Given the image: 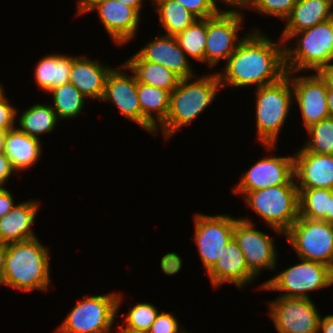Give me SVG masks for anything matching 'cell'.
Listing matches in <instances>:
<instances>
[{
    "label": "cell",
    "mask_w": 333,
    "mask_h": 333,
    "mask_svg": "<svg viewBox=\"0 0 333 333\" xmlns=\"http://www.w3.org/2000/svg\"><path fill=\"white\" fill-rule=\"evenodd\" d=\"M39 206V200L29 199L15 204L8 214L0 218V243L8 245L36 238L32 227Z\"/></svg>",
    "instance_id": "7402d4cb"
},
{
    "label": "cell",
    "mask_w": 333,
    "mask_h": 333,
    "mask_svg": "<svg viewBox=\"0 0 333 333\" xmlns=\"http://www.w3.org/2000/svg\"><path fill=\"white\" fill-rule=\"evenodd\" d=\"M284 235L298 258L333 270V223L299 216Z\"/></svg>",
    "instance_id": "9c48e42d"
},
{
    "label": "cell",
    "mask_w": 333,
    "mask_h": 333,
    "mask_svg": "<svg viewBox=\"0 0 333 333\" xmlns=\"http://www.w3.org/2000/svg\"><path fill=\"white\" fill-rule=\"evenodd\" d=\"M34 81L46 94L53 88L69 82L71 55L52 53L36 63Z\"/></svg>",
    "instance_id": "484cf974"
},
{
    "label": "cell",
    "mask_w": 333,
    "mask_h": 333,
    "mask_svg": "<svg viewBox=\"0 0 333 333\" xmlns=\"http://www.w3.org/2000/svg\"><path fill=\"white\" fill-rule=\"evenodd\" d=\"M294 157V178L298 189L333 190V155L297 151Z\"/></svg>",
    "instance_id": "d6986e66"
},
{
    "label": "cell",
    "mask_w": 333,
    "mask_h": 333,
    "mask_svg": "<svg viewBox=\"0 0 333 333\" xmlns=\"http://www.w3.org/2000/svg\"><path fill=\"white\" fill-rule=\"evenodd\" d=\"M318 73L325 80L327 87L333 89V62L323 66Z\"/></svg>",
    "instance_id": "ee69618b"
},
{
    "label": "cell",
    "mask_w": 333,
    "mask_h": 333,
    "mask_svg": "<svg viewBox=\"0 0 333 333\" xmlns=\"http://www.w3.org/2000/svg\"><path fill=\"white\" fill-rule=\"evenodd\" d=\"M141 109V128L155 136V131L165 122L169 110L170 92L137 82Z\"/></svg>",
    "instance_id": "cb8c5ba5"
},
{
    "label": "cell",
    "mask_w": 333,
    "mask_h": 333,
    "mask_svg": "<svg viewBox=\"0 0 333 333\" xmlns=\"http://www.w3.org/2000/svg\"><path fill=\"white\" fill-rule=\"evenodd\" d=\"M328 222L333 223V193L329 199Z\"/></svg>",
    "instance_id": "681fc988"
},
{
    "label": "cell",
    "mask_w": 333,
    "mask_h": 333,
    "mask_svg": "<svg viewBox=\"0 0 333 333\" xmlns=\"http://www.w3.org/2000/svg\"><path fill=\"white\" fill-rule=\"evenodd\" d=\"M213 288L230 283L241 290L255 283L257 277L249 270L243 252L234 237L229 239L221 257L206 273Z\"/></svg>",
    "instance_id": "ac0fdd59"
},
{
    "label": "cell",
    "mask_w": 333,
    "mask_h": 333,
    "mask_svg": "<svg viewBox=\"0 0 333 333\" xmlns=\"http://www.w3.org/2000/svg\"><path fill=\"white\" fill-rule=\"evenodd\" d=\"M91 11L98 13L99 20L114 44L122 46L135 40L141 15L134 8L117 0H105L96 4Z\"/></svg>",
    "instance_id": "e0dca14e"
},
{
    "label": "cell",
    "mask_w": 333,
    "mask_h": 333,
    "mask_svg": "<svg viewBox=\"0 0 333 333\" xmlns=\"http://www.w3.org/2000/svg\"><path fill=\"white\" fill-rule=\"evenodd\" d=\"M105 0H77V10L75 15L83 16L87 13H90V10L98 3L103 2Z\"/></svg>",
    "instance_id": "b9f144b4"
},
{
    "label": "cell",
    "mask_w": 333,
    "mask_h": 333,
    "mask_svg": "<svg viewBox=\"0 0 333 333\" xmlns=\"http://www.w3.org/2000/svg\"><path fill=\"white\" fill-rule=\"evenodd\" d=\"M223 3L227 5V7L233 8L231 10H237L239 8V11L248 9L252 3V0H214L215 4L219 7L217 2ZM235 8V9H234ZM237 8V9H236Z\"/></svg>",
    "instance_id": "7bdbcfd3"
},
{
    "label": "cell",
    "mask_w": 333,
    "mask_h": 333,
    "mask_svg": "<svg viewBox=\"0 0 333 333\" xmlns=\"http://www.w3.org/2000/svg\"><path fill=\"white\" fill-rule=\"evenodd\" d=\"M14 195L7 187H0V218L8 214L15 206Z\"/></svg>",
    "instance_id": "60d3db41"
},
{
    "label": "cell",
    "mask_w": 333,
    "mask_h": 333,
    "mask_svg": "<svg viewBox=\"0 0 333 333\" xmlns=\"http://www.w3.org/2000/svg\"><path fill=\"white\" fill-rule=\"evenodd\" d=\"M271 279L258 285V289L279 292L282 297L312 299L310 292L328 289L333 285V270L319 262L299 258Z\"/></svg>",
    "instance_id": "ba28073f"
},
{
    "label": "cell",
    "mask_w": 333,
    "mask_h": 333,
    "mask_svg": "<svg viewBox=\"0 0 333 333\" xmlns=\"http://www.w3.org/2000/svg\"><path fill=\"white\" fill-rule=\"evenodd\" d=\"M332 18L333 0H297L279 38L285 43L294 33Z\"/></svg>",
    "instance_id": "603a6c76"
},
{
    "label": "cell",
    "mask_w": 333,
    "mask_h": 333,
    "mask_svg": "<svg viewBox=\"0 0 333 333\" xmlns=\"http://www.w3.org/2000/svg\"><path fill=\"white\" fill-rule=\"evenodd\" d=\"M128 67L124 62L112 68L109 72L106 82L105 91L101 101L110 102L112 105L118 107L126 120H131L141 127V109L137 94V79L134 73L130 70L131 74L124 71Z\"/></svg>",
    "instance_id": "2e32d148"
},
{
    "label": "cell",
    "mask_w": 333,
    "mask_h": 333,
    "mask_svg": "<svg viewBox=\"0 0 333 333\" xmlns=\"http://www.w3.org/2000/svg\"><path fill=\"white\" fill-rule=\"evenodd\" d=\"M253 220L239 217L235 222L233 237L242 250L249 270L259 277L264 270L277 269L278 250L269 233L257 230Z\"/></svg>",
    "instance_id": "4fadbf2b"
},
{
    "label": "cell",
    "mask_w": 333,
    "mask_h": 333,
    "mask_svg": "<svg viewBox=\"0 0 333 333\" xmlns=\"http://www.w3.org/2000/svg\"><path fill=\"white\" fill-rule=\"evenodd\" d=\"M51 95L50 103L58 119H77L83 113L87 98L70 82L51 89L48 93Z\"/></svg>",
    "instance_id": "f546056e"
},
{
    "label": "cell",
    "mask_w": 333,
    "mask_h": 333,
    "mask_svg": "<svg viewBox=\"0 0 333 333\" xmlns=\"http://www.w3.org/2000/svg\"><path fill=\"white\" fill-rule=\"evenodd\" d=\"M6 132L0 130V152H4Z\"/></svg>",
    "instance_id": "f907efd6"
},
{
    "label": "cell",
    "mask_w": 333,
    "mask_h": 333,
    "mask_svg": "<svg viewBox=\"0 0 333 333\" xmlns=\"http://www.w3.org/2000/svg\"><path fill=\"white\" fill-rule=\"evenodd\" d=\"M113 67L99 60L90 59L85 54L71 56L69 82L87 99L101 101L105 91V82Z\"/></svg>",
    "instance_id": "44dd1931"
},
{
    "label": "cell",
    "mask_w": 333,
    "mask_h": 333,
    "mask_svg": "<svg viewBox=\"0 0 333 333\" xmlns=\"http://www.w3.org/2000/svg\"><path fill=\"white\" fill-rule=\"evenodd\" d=\"M42 145L41 139L31 137L15 127L6 132L4 153L17 173L28 171L40 160Z\"/></svg>",
    "instance_id": "d4e9b609"
},
{
    "label": "cell",
    "mask_w": 333,
    "mask_h": 333,
    "mask_svg": "<svg viewBox=\"0 0 333 333\" xmlns=\"http://www.w3.org/2000/svg\"><path fill=\"white\" fill-rule=\"evenodd\" d=\"M4 92L0 96V130L7 132L16 127L17 108L9 102Z\"/></svg>",
    "instance_id": "74e56055"
},
{
    "label": "cell",
    "mask_w": 333,
    "mask_h": 333,
    "mask_svg": "<svg viewBox=\"0 0 333 333\" xmlns=\"http://www.w3.org/2000/svg\"><path fill=\"white\" fill-rule=\"evenodd\" d=\"M184 6L198 19H206L217 15L221 10L214 0H174Z\"/></svg>",
    "instance_id": "d590c367"
},
{
    "label": "cell",
    "mask_w": 333,
    "mask_h": 333,
    "mask_svg": "<svg viewBox=\"0 0 333 333\" xmlns=\"http://www.w3.org/2000/svg\"><path fill=\"white\" fill-rule=\"evenodd\" d=\"M244 21V13L230 9L221 10L217 15L207 18L204 62L208 67L211 69L217 67L222 60L225 64L235 52L240 42L250 32L239 37Z\"/></svg>",
    "instance_id": "30bf717a"
},
{
    "label": "cell",
    "mask_w": 333,
    "mask_h": 333,
    "mask_svg": "<svg viewBox=\"0 0 333 333\" xmlns=\"http://www.w3.org/2000/svg\"><path fill=\"white\" fill-rule=\"evenodd\" d=\"M327 106L329 110V115L330 117H333V89L327 87Z\"/></svg>",
    "instance_id": "c3c4849f"
},
{
    "label": "cell",
    "mask_w": 333,
    "mask_h": 333,
    "mask_svg": "<svg viewBox=\"0 0 333 333\" xmlns=\"http://www.w3.org/2000/svg\"><path fill=\"white\" fill-rule=\"evenodd\" d=\"M117 333H149V332H135V331H129V330H117Z\"/></svg>",
    "instance_id": "816d5d0a"
},
{
    "label": "cell",
    "mask_w": 333,
    "mask_h": 333,
    "mask_svg": "<svg viewBox=\"0 0 333 333\" xmlns=\"http://www.w3.org/2000/svg\"><path fill=\"white\" fill-rule=\"evenodd\" d=\"M308 141L296 151L333 155V117H328L306 129Z\"/></svg>",
    "instance_id": "d6a6232c"
},
{
    "label": "cell",
    "mask_w": 333,
    "mask_h": 333,
    "mask_svg": "<svg viewBox=\"0 0 333 333\" xmlns=\"http://www.w3.org/2000/svg\"><path fill=\"white\" fill-rule=\"evenodd\" d=\"M291 85L294 93V103L298 105L305 130L330 117L327 106V85L318 72L314 74L293 75Z\"/></svg>",
    "instance_id": "9a60e30c"
},
{
    "label": "cell",
    "mask_w": 333,
    "mask_h": 333,
    "mask_svg": "<svg viewBox=\"0 0 333 333\" xmlns=\"http://www.w3.org/2000/svg\"><path fill=\"white\" fill-rule=\"evenodd\" d=\"M20 112L17 108L16 127L25 134L40 139L45 133H52L58 125V119L50 102L35 103ZM20 116H19V115Z\"/></svg>",
    "instance_id": "83f0119b"
},
{
    "label": "cell",
    "mask_w": 333,
    "mask_h": 333,
    "mask_svg": "<svg viewBox=\"0 0 333 333\" xmlns=\"http://www.w3.org/2000/svg\"><path fill=\"white\" fill-rule=\"evenodd\" d=\"M117 1L134 8L140 15H141V11L144 9L143 1H145V0H117Z\"/></svg>",
    "instance_id": "7dc6e473"
},
{
    "label": "cell",
    "mask_w": 333,
    "mask_h": 333,
    "mask_svg": "<svg viewBox=\"0 0 333 333\" xmlns=\"http://www.w3.org/2000/svg\"><path fill=\"white\" fill-rule=\"evenodd\" d=\"M159 312V309L152 303L139 302L129 307L117 330L148 332Z\"/></svg>",
    "instance_id": "836d02e7"
},
{
    "label": "cell",
    "mask_w": 333,
    "mask_h": 333,
    "mask_svg": "<svg viewBox=\"0 0 333 333\" xmlns=\"http://www.w3.org/2000/svg\"><path fill=\"white\" fill-rule=\"evenodd\" d=\"M231 193L243 197L247 192L262 190L278 185H296L294 178V157L269 155L255 162L241 174Z\"/></svg>",
    "instance_id": "5bb4252c"
},
{
    "label": "cell",
    "mask_w": 333,
    "mask_h": 333,
    "mask_svg": "<svg viewBox=\"0 0 333 333\" xmlns=\"http://www.w3.org/2000/svg\"><path fill=\"white\" fill-rule=\"evenodd\" d=\"M299 190V216L328 222L329 199L332 189L311 188Z\"/></svg>",
    "instance_id": "4dcf8cb0"
},
{
    "label": "cell",
    "mask_w": 333,
    "mask_h": 333,
    "mask_svg": "<svg viewBox=\"0 0 333 333\" xmlns=\"http://www.w3.org/2000/svg\"><path fill=\"white\" fill-rule=\"evenodd\" d=\"M248 205L270 229L279 235L299 218V190L297 185H278L247 192L243 197Z\"/></svg>",
    "instance_id": "52a82bcc"
},
{
    "label": "cell",
    "mask_w": 333,
    "mask_h": 333,
    "mask_svg": "<svg viewBox=\"0 0 333 333\" xmlns=\"http://www.w3.org/2000/svg\"><path fill=\"white\" fill-rule=\"evenodd\" d=\"M51 253L36 237L7 245L1 285L21 292L49 291Z\"/></svg>",
    "instance_id": "3957f363"
},
{
    "label": "cell",
    "mask_w": 333,
    "mask_h": 333,
    "mask_svg": "<svg viewBox=\"0 0 333 333\" xmlns=\"http://www.w3.org/2000/svg\"><path fill=\"white\" fill-rule=\"evenodd\" d=\"M297 0H252L249 10H255L260 15H268L286 20Z\"/></svg>",
    "instance_id": "e575fe53"
},
{
    "label": "cell",
    "mask_w": 333,
    "mask_h": 333,
    "mask_svg": "<svg viewBox=\"0 0 333 333\" xmlns=\"http://www.w3.org/2000/svg\"><path fill=\"white\" fill-rule=\"evenodd\" d=\"M143 60L161 64L181 79L195 76L192 63L180 48L175 36L159 35L136 52Z\"/></svg>",
    "instance_id": "ffe728a7"
},
{
    "label": "cell",
    "mask_w": 333,
    "mask_h": 333,
    "mask_svg": "<svg viewBox=\"0 0 333 333\" xmlns=\"http://www.w3.org/2000/svg\"><path fill=\"white\" fill-rule=\"evenodd\" d=\"M149 333H188L185 329L181 328L177 317L174 313L160 311L155 321L150 327Z\"/></svg>",
    "instance_id": "8d00e7d4"
},
{
    "label": "cell",
    "mask_w": 333,
    "mask_h": 333,
    "mask_svg": "<svg viewBox=\"0 0 333 333\" xmlns=\"http://www.w3.org/2000/svg\"><path fill=\"white\" fill-rule=\"evenodd\" d=\"M256 141L263 144L266 151L276 150L281 129L294 104L291 85V72L278 82L255 88ZM288 116V117H287Z\"/></svg>",
    "instance_id": "277c9868"
},
{
    "label": "cell",
    "mask_w": 333,
    "mask_h": 333,
    "mask_svg": "<svg viewBox=\"0 0 333 333\" xmlns=\"http://www.w3.org/2000/svg\"><path fill=\"white\" fill-rule=\"evenodd\" d=\"M268 309L278 333H319L322 316L312 299L278 296Z\"/></svg>",
    "instance_id": "7c38bea8"
},
{
    "label": "cell",
    "mask_w": 333,
    "mask_h": 333,
    "mask_svg": "<svg viewBox=\"0 0 333 333\" xmlns=\"http://www.w3.org/2000/svg\"><path fill=\"white\" fill-rule=\"evenodd\" d=\"M221 90L217 71L199 77L180 79L170 93L169 110L165 122L155 131L170 140L180 129L191 124L207 110ZM161 130V131H160Z\"/></svg>",
    "instance_id": "7a4b0ae2"
},
{
    "label": "cell",
    "mask_w": 333,
    "mask_h": 333,
    "mask_svg": "<svg viewBox=\"0 0 333 333\" xmlns=\"http://www.w3.org/2000/svg\"><path fill=\"white\" fill-rule=\"evenodd\" d=\"M6 255H7V245L0 243V285L3 279Z\"/></svg>",
    "instance_id": "bcb514c9"
},
{
    "label": "cell",
    "mask_w": 333,
    "mask_h": 333,
    "mask_svg": "<svg viewBox=\"0 0 333 333\" xmlns=\"http://www.w3.org/2000/svg\"><path fill=\"white\" fill-rule=\"evenodd\" d=\"M13 173H17L4 152H0V187H5Z\"/></svg>",
    "instance_id": "ab89813d"
},
{
    "label": "cell",
    "mask_w": 333,
    "mask_h": 333,
    "mask_svg": "<svg viewBox=\"0 0 333 333\" xmlns=\"http://www.w3.org/2000/svg\"><path fill=\"white\" fill-rule=\"evenodd\" d=\"M159 22L165 30L164 35L176 36L192 25L198 18L174 0H151Z\"/></svg>",
    "instance_id": "f1b7e54d"
},
{
    "label": "cell",
    "mask_w": 333,
    "mask_h": 333,
    "mask_svg": "<svg viewBox=\"0 0 333 333\" xmlns=\"http://www.w3.org/2000/svg\"><path fill=\"white\" fill-rule=\"evenodd\" d=\"M122 295L113 291L77 300L54 333H113V324L124 302Z\"/></svg>",
    "instance_id": "8992f818"
},
{
    "label": "cell",
    "mask_w": 333,
    "mask_h": 333,
    "mask_svg": "<svg viewBox=\"0 0 333 333\" xmlns=\"http://www.w3.org/2000/svg\"><path fill=\"white\" fill-rule=\"evenodd\" d=\"M293 39L296 42L290 45L288 42ZM331 62H333V18L294 33L285 42L287 72H294V75L301 71L318 72Z\"/></svg>",
    "instance_id": "5b68a950"
},
{
    "label": "cell",
    "mask_w": 333,
    "mask_h": 333,
    "mask_svg": "<svg viewBox=\"0 0 333 333\" xmlns=\"http://www.w3.org/2000/svg\"><path fill=\"white\" fill-rule=\"evenodd\" d=\"M124 64L131 70L137 82L151 85L170 93L178 86L180 77L165 66L143 60L137 53L130 56Z\"/></svg>",
    "instance_id": "4316f807"
},
{
    "label": "cell",
    "mask_w": 333,
    "mask_h": 333,
    "mask_svg": "<svg viewBox=\"0 0 333 333\" xmlns=\"http://www.w3.org/2000/svg\"><path fill=\"white\" fill-rule=\"evenodd\" d=\"M319 333H333V315H325L321 317L319 325Z\"/></svg>",
    "instance_id": "f6af8a7d"
},
{
    "label": "cell",
    "mask_w": 333,
    "mask_h": 333,
    "mask_svg": "<svg viewBox=\"0 0 333 333\" xmlns=\"http://www.w3.org/2000/svg\"><path fill=\"white\" fill-rule=\"evenodd\" d=\"M5 92L4 87L2 86V84L0 83V96Z\"/></svg>",
    "instance_id": "f5cc1de1"
},
{
    "label": "cell",
    "mask_w": 333,
    "mask_h": 333,
    "mask_svg": "<svg viewBox=\"0 0 333 333\" xmlns=\"http://www.w3.org/2000/svg\"><path fill=\"white\" fill-rule=\"evenodd\" d=\"M238 219L239 217H231L229 214H194V240L206 273L215 265L223 248L233 237L234 225Z\"/></svg>",
    "instance_id": "8fae6325"
},
{
    "label": "cell",
    "mask_w": 333,
    "mask_h": 333,
    "mask_svg": "<svg viewBox=\"0 0 333 333\" xmlns=\"http://www.w3.org/2000/svg\"><path fill=\"white\" fill-rule=\"evenodd\" d=\"M160 267L166 275H177L182 268V259L176 252H168L161 258Z\"/></svg>",
    "instance_id": "f35d334b"
},
{
    "label": "cell",
    "mask_w": 333,
    "mask_h": 333,
    "mask_svg": "<svg viewBox=\"0 0 333 333\" xmlns=\"http://www.w3.org/2000/svg\"><path fill=\"white\" fill-rule=\"evenodd\" d=\"M254 28L240 42L226 61L222 72H217L221 89L256 88L278 82L286 74L285 43L273 41Z\"/></svg>",
    "instance_id": "6da1fadb"
},
{
    "label": "cell",
    "mask_w": 333,
    "mask_h": 333,
    "mask_svg": "<svg viewBox=\"0 0 333 333\" xmlns=\"http://www.w3.org/2000/svg\"><path fill=\"white\" fill-rule=\"evenodd\" d=\"M207 18L197 19L192 25L175 36L180 48L189 58L204 63L206 46Z\"/></svg>",
    "instance_id": "1f68e13d"
}]
</instances>
